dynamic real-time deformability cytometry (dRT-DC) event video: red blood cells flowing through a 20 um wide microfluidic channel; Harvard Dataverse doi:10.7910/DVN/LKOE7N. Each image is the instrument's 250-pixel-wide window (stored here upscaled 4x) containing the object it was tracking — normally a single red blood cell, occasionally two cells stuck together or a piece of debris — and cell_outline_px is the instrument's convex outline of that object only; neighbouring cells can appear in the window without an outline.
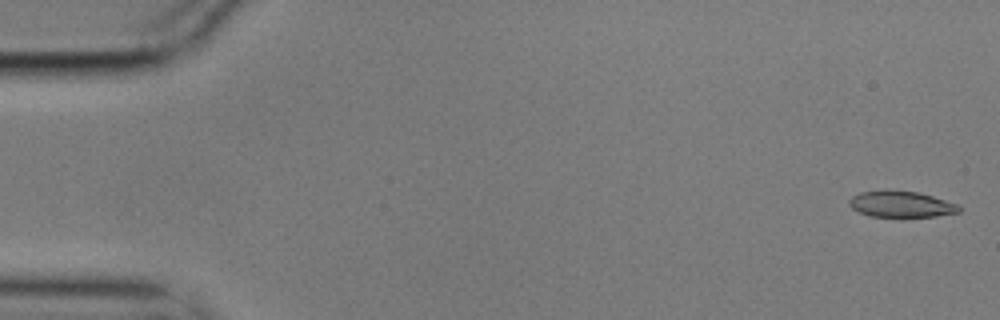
{"species": "common noctule bat (a hibernating species)", "species_latin": "Nyctalus noctula", "temperature_condition": "cold", "stored_images_in_passage": 15, "camera_frame_rate_fps": 3000, "um_per_image_px": 0.085, "animal": {"sex": "male", "body_mass_g": 17.9}, "frame": {"image": 1, "passage_image": 2, "time_ms": 0.333, "image_size_px": [1000, 320], "cell_outline_px": [[964, 208], [960, 212], [936, 216], [868, 216], [852, 208], [848, 204], [848, 200], [852, 196], [860, 192], [884, 188], [920, 192], [956, 204]], "centroid_in_image_um": [76.56, 17.32], "position_along_channel_um": 8.4, "area_um2": 17.05}}